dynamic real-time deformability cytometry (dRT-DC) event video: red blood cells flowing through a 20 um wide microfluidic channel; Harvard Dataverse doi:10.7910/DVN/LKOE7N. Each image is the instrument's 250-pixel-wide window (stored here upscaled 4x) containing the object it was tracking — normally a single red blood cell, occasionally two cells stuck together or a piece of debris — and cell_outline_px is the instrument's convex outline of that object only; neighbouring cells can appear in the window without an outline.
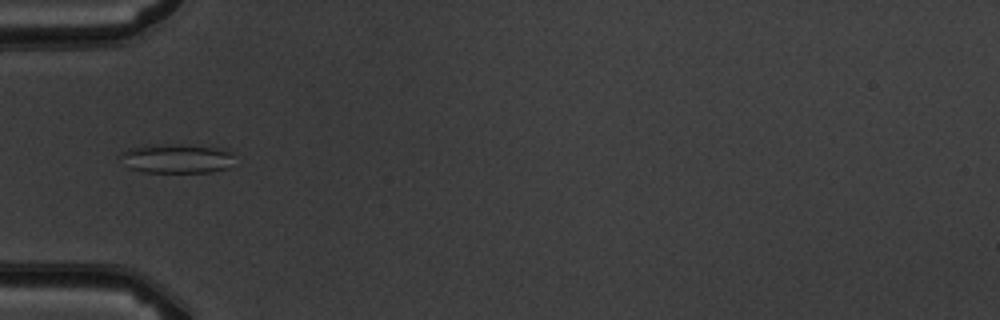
{"species": "common noctule bat (a hibernating species)", "species_latin": "Nyctalus noctula", "temperature_condition": "warm", "stored_images_in_passage": 5, "camera_frame_rate_fps": 3000, "um_per_image_px": 0.085, "animal": {"sex": "male", "body_mass_g": 19.5, "forearm_length_mm": 54.6}, "frame": {"image": 1, "passage_image": 4, "time_ms": 3.333, "image_size_px": [1000, 320], "cell_outline_px": [[232, 156], [228, 168], [212, 172], [144, 172], [132, 168], [120, 156], [120, 152], [128, 148], [148, 144], [180, 144], [224, 148], [232, 152]], "centroid_in_image_um": [15.03, 13.45], "position_along_channel_um": 70.0, "area_um2": 19.48}}
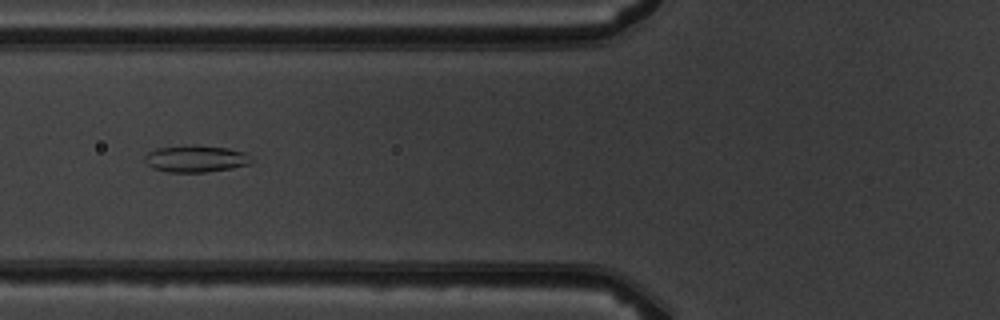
{"frame": {"image": 2, "passage_image": 5, "time_ms": 4.333, "image_size_px": [1000, 320], "cell_outline_px": [[252, 160], [248, 164], [232, 168], [204, 172], [168, 172], [152, 168], [144, 160], [144, 156], [148, 152], [156, 148], [192, 144], [228, 148], [244, 152], [252, 156]], "centroid_in_image_um": [16.62, 13.48], "position_along_channel_um": 109.2, "area_um2": 16.82}}